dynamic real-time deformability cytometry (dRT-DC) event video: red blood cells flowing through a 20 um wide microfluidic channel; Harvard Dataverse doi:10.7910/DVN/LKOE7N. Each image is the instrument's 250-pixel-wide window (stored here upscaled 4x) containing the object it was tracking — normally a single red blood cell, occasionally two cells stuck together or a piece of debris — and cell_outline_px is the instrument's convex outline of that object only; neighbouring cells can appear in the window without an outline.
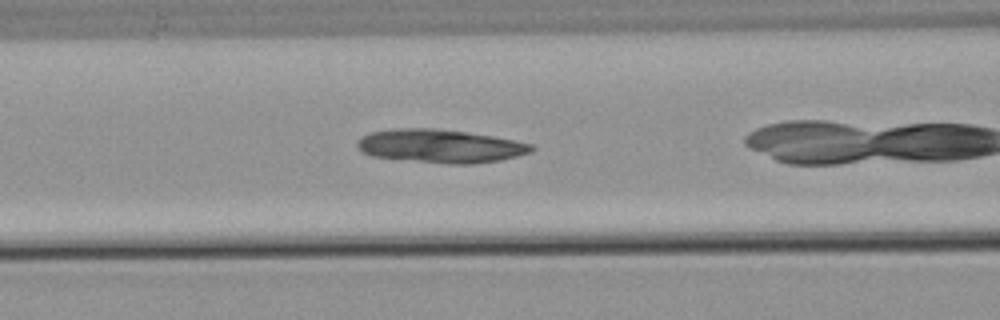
{"species": "common noctule bat (a hibernating species)", "species_latin": "Nyctalus noctula", "temperature_condition": "warm", "stored_images_in_passage": 25, "camera_frame_rate_fps": 3000, "um_per_image_px": 0.085, "animal": {"sex": "male", "body_mass_g": 21.5, "forearm_length_mm": 52.0}, "frame": {"image": 1, "passage_image": 5, "time_ms": 1.333, "image_size_px": [1000, 320], "cell_outline_px": [[536, 148], [532, 152], [500, 160], [472, 164], [448, 164], [372, 156], [364, 152], [356, 144], [360, 136], [368, 132], [392, 128], [436, 128], [468, 132], [492, 136], [532, 144]], "centroid_in_image_um": [37.42, 12.4], "position_along_channel_um": 129.2, "area_um2": 33.93}}
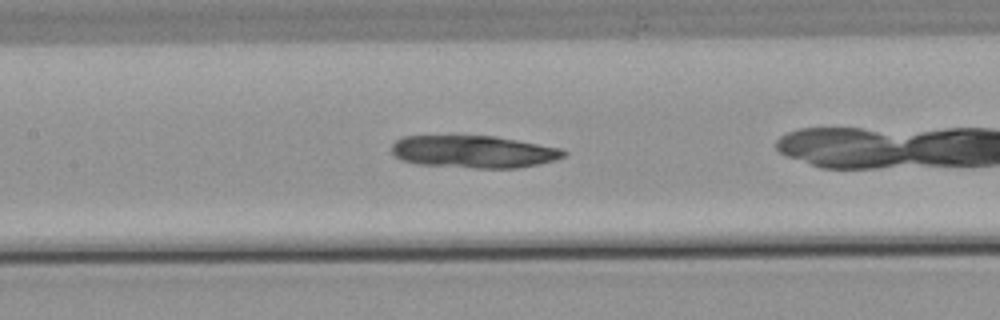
{"frame": {"image": 2, "passage_image": 8, "time_ms": 2.333, "image_size_px": [1000, 320], "cell_outline_px": [[568, 152], [564, 156], [552, 160], [536, 164], [516, 168], [476, 168], [420, 164], [404, 160], [396, 156], [392, 152], [392, 144], [396, 140], [404, 136], [496, 136], [560, 148]], "centroid_in_image_um": [40.25, 12.89], "position_along_channel_um": 167.1, "area_um2": 32.08}}
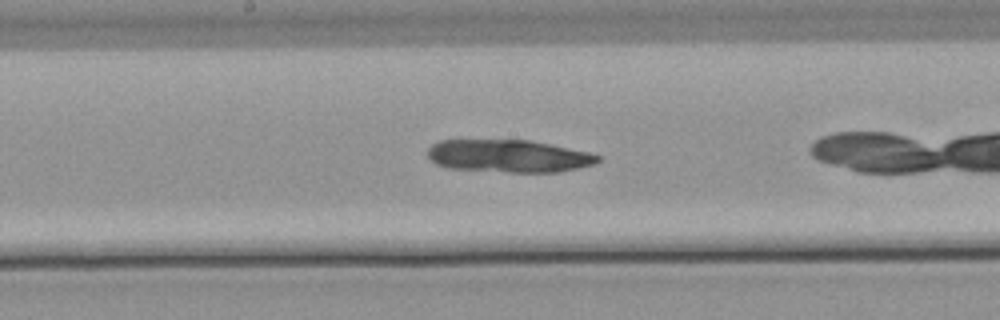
{"frame": {"image": 3, "passage_image": 11, "time_ms": 3.333, "image_size_px": [1000, 320], "cell_outline_px": [[600, 160], [596, 164], [560, 172], [508, 172], [448, 168], [436, 164], [428, 156], [428, 148], [432, 144], [440, 140], [528, 140], [588, 152], [600, 156]], "centroid_in_image_um": [43.23, 13.27], "position_along_channel_um": 205.0, "area_um2": 32.25}}